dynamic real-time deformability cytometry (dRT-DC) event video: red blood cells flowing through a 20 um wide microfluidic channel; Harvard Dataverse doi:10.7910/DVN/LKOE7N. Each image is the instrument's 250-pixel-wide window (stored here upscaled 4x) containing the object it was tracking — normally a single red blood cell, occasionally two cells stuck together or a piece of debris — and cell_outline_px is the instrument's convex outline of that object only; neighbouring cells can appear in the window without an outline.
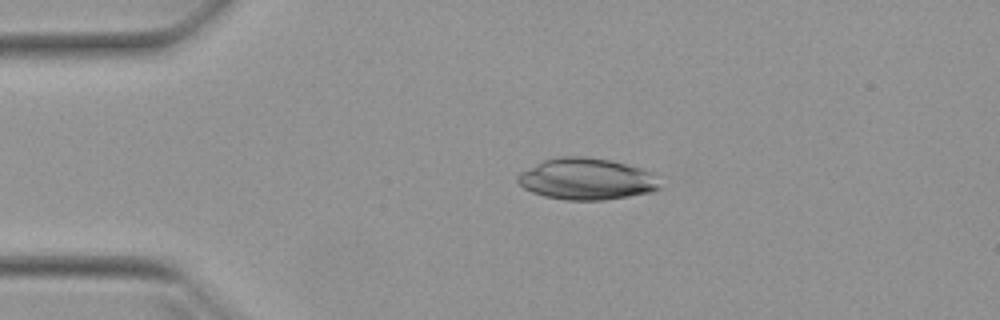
{"species": "Egyptian fruit bat (a non-hibernating species)", "species_latin": "Rousettus aegyptiacus", "temperature_condition": "warm", "stored_images_in_passage": 41, "camera_frame_rate_fps": 3000, "um_per_image_px": 0.085, "animal": {"sex": "female"}, "frame": {"image": 1, "passage_image": 6, "time_ms": 1.667, "image_size_px": [1000, 320], "cell_outline_px": [[664, 188], [652, 192], [604, 200], [564, 200], [544, 196], [532, 192], [524, 188], [516, 180], [516, 176], [520, 172], [544, 160], [556, 156], [584, 156], [612, 160], [640, 168], [648, 172]], "centroid_in_image_um": [49.83, 15.22], "position_along_channel_um": 35.2, "area_um2": 34.45}}
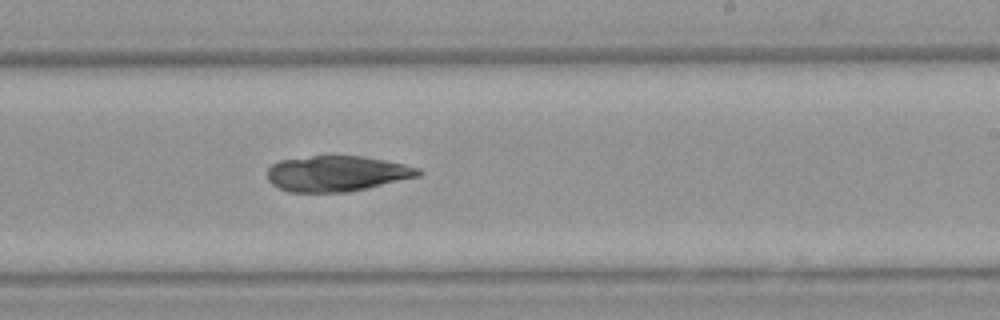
{"frame": {"image": 2, "passage_image": 26, "time_ms": 8.333, "image_size_px": [1000, 320], "cell_outline_px": [[424, 172], [420, 176], [368, 188], [348, 192], [288, 192], [272, 184], [268, 180], [268, 168], [272, 164], [280, 160], [332, 152], [336, 152], [364, 156], [404, 164], [420, 168]], "centroid_in_image_um": [28.65, 14.71], "position_along_channel_um": 260.4, "area_um2": 32.43}}
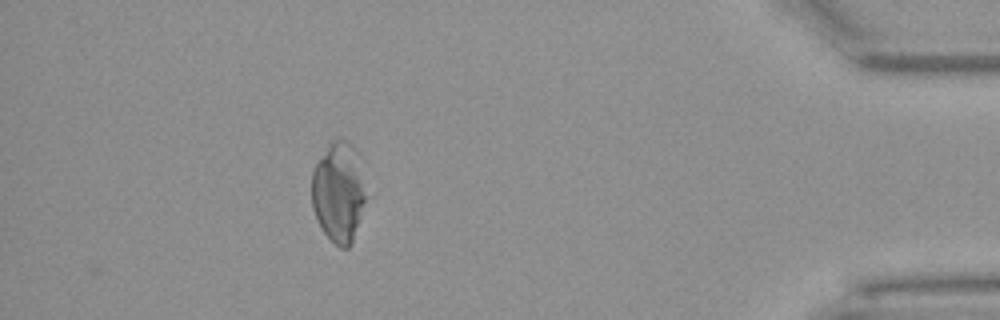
{"frame": {"image": 3, "passage_image": 41, "time_ms": 13.333, "image_size_px": [1000, 320], "cell_outline_px": [[372, 196], [352, 244], [348, 248], [340, 248], [324, 232], [316, 220], [312, 208], [312, 172], [328, 140], [336, 136], [348, 140], [356, 148], [364, 160]], "centroid_in_image_um": [28.93, 16.25], "position_along_channel_um": 406.3, "area_um2": 34.74}}